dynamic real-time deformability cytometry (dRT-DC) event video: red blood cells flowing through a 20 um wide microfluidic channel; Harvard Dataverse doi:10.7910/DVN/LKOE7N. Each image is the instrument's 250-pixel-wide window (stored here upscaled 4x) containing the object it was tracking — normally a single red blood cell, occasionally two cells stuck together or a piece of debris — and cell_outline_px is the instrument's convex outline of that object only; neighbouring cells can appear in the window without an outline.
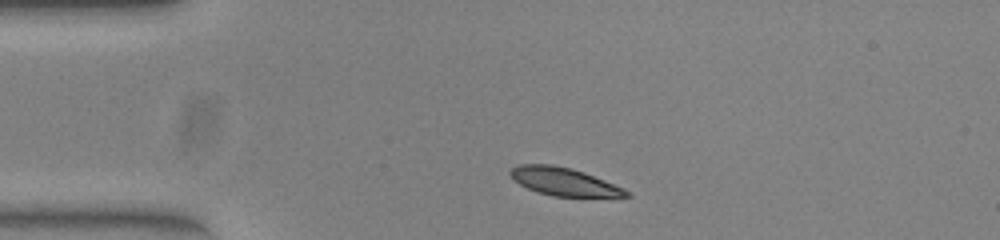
{"species": "common noctule bat (a hibernating species)", "species_latin": "Nyctalus noctula", "temperature_condition": "warm", "stored_images_in_passage": 42, "camera_frame_rate_fps": 3000, "um_per_image_px": 0.085, "animal": {"sex": "female", "body_mass_g": 23.0, "forearm_length_mm": 53.4}, "frame": {"image": 1, "passage_image": 1, "time_ms": 0.0, "image_size_px": [1000, 240], "cell_outline_px": [[632, 196], [552, 196], [528, 188], [512, 180], [508, 172], [516, 164], [552, 164], [584, 172], [624, 188]], "centroid_in_image_um": [47.87, 15.42], "position_along_channel_um": 37.1, "area_um2": 18.61}}
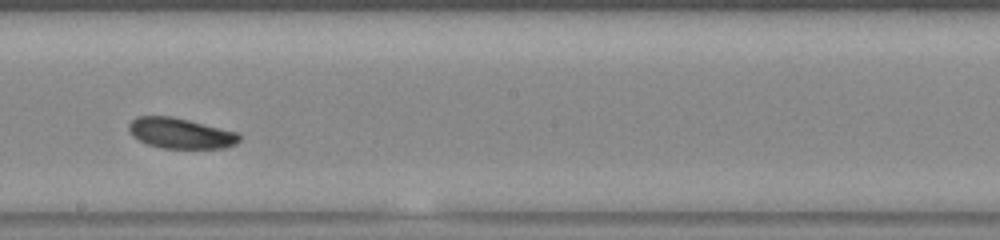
{"frame": {"image": 2, "passage_image": 19, "time_ms": 6.0, "image_size_px": [1000, 240], "cell_outline_px": [[240, 140], [236, 144], [224, 148], [160, 148], [148, 144], [132, 136], [128, 128], [128, 124], [136, 116], [172, 116], [236, 132], [240, 136]], "centroid_in_image_um": [15.32, 11.33], "position_along_channel_um": 232.9, "area_um2": 19.54}}
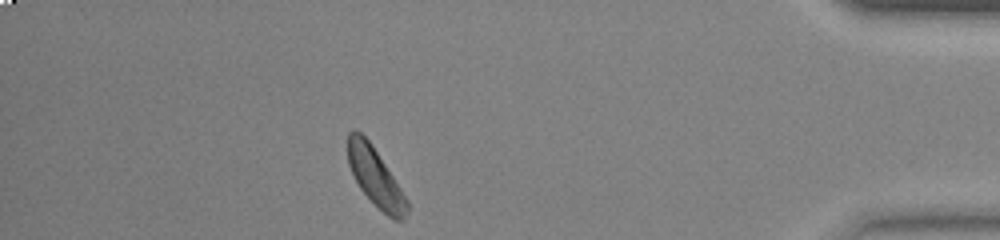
{"frame": {"image": 3, "passage_image": 36, "time_ms": 11.667, "image_size_px": [1000, 240], "cell_outline_px": [[408, 212], [404, 220], [392, 220], [360, 188], [348, 164], [348, 132], [352, 128], [356, 128], [372, 144], [408, 200]], "centroid_in_image_um": [31.91, 15.03], "position_along_channel_um": 403.3, "area_um2": 19.83}, "authors_computed_cell_mechanics": {"area_um2": 19.9988, "velocity_mm_per_s": 3.8547, "shape_relaxation_time_tau1_ms": 1.4637, "shape_relaxation_time_tau2_ms": 3.6592, "deformation_change_tau1": 0.0815, "deformation_change_tau2": 0.0824}}